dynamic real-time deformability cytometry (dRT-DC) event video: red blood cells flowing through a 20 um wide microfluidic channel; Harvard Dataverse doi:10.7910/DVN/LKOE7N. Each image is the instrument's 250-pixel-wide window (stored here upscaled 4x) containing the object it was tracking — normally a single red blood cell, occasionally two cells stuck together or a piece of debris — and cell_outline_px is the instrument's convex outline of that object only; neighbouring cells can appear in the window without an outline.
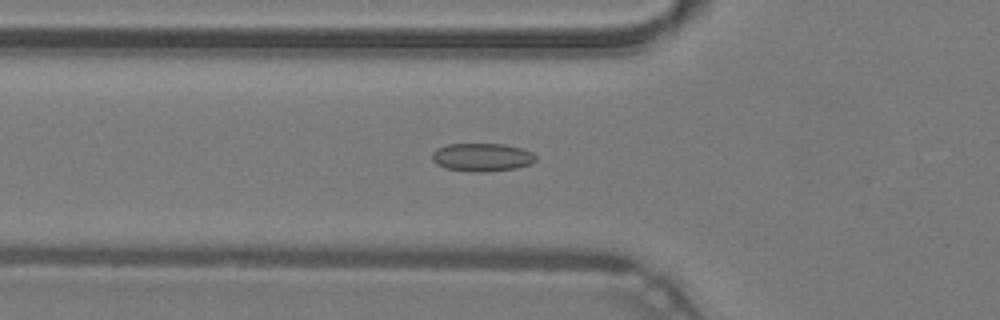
{"species": "common noctule bat (a hibernating species)", "species_latin": "Nyctalus noctula", "temperature_condition": "warm", "stored_images_in_passage": 48, "camera_frame_rate_fps": 3000, "um_per_image_px": 0.085, "animal": {"sex": "male", "body_mass_g": 19.2, "forearm_length_mm": 51.8}, "frame": {"image": 1, "passage_image": 17, "time_ms": 5.333, "image_size_px": [1000, 320], "cell_outline_px": [[536, 160], [532, 164], [516, 168], [480, 172], [448, 168], [436, 164], [432, 160], [432, 152], [436, 148], [448, 144], [504, 144], [520, 148], [532, 152], [536, 156]], "centroid_in_image_um": [40.98, 13.35], "position_along_channel_um": 84.8, "area_um2": 16.88}}
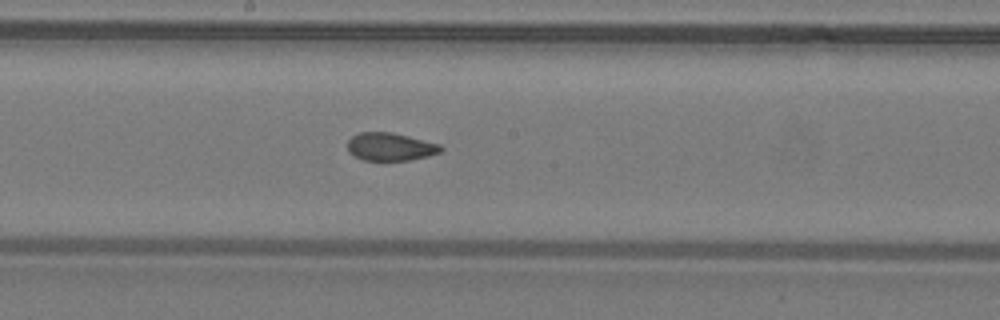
{"frame": {"image": 2, "passage_image": 26, "time_ms": 8.333, "image_size_px": [1000, 320], "cell_outline_px": [[444, 148], [440, 152], [428, 156], [408, 160], [364, 160], [348, 152], [348, 140], [352, 136], [360, 132], [392, 132], [440, 144]], "centroid_in_image_um": [33.18, 12.47], "position_along_channel_um": 215.0, "area_um2": 15.09}}
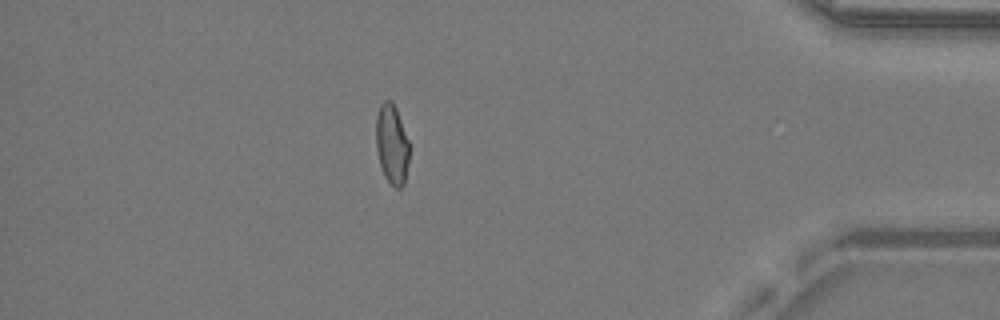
{"frame": {"image": 3, "passage_image": 42, "time_ms": 13.667, "image_size_px": [1000, 320], "cell_outline_px": [[408, 160], [404, 184], [400, 188], [396, 188], [384, 176], [380, 164], [376, 148], [376, 116], [380, 104], [384, 100], [392, 100], [396, 108], [408, 140]], "centroid_in_image_um": [33.29, 12.23], "position_along_channel_um": 401.9, "area_um2": 15.32}, "authors_computed_cell_mechanics": {"area_um2": 15.9528, "velocity_mm_per_s": 4.3167, "shape_relaxation_time_tau1_ms": 8.2272, "shape_relaxation_time_tau2_ms": 1.0974, "deformation_change_tau1": 0.142, "deformation_change_tau2": 0.0673}}